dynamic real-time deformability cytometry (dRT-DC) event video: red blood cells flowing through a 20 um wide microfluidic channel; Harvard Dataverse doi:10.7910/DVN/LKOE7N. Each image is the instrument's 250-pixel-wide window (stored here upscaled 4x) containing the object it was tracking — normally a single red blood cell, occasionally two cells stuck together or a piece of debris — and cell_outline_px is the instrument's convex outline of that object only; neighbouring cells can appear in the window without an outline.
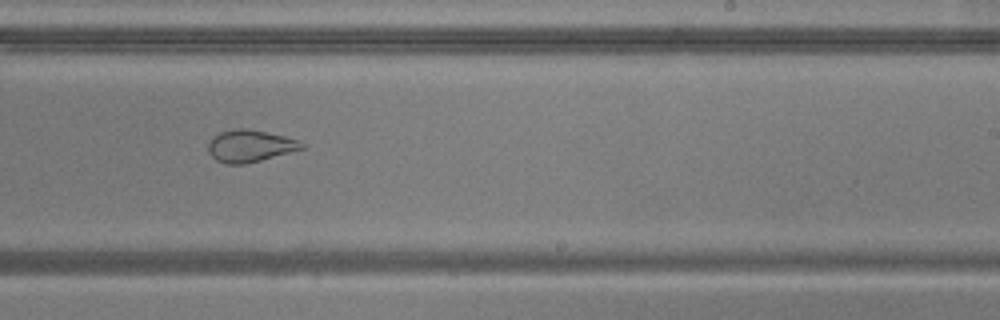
{"species": "common noctule bat (a hibernating species)", "species_latin": "Nyctalus noctula", "temperature_condition": "warm", "stored_images_in_passage": 33, "camera_frame_rate_fps": 3000, "um_per_image_px": 0.085, "animal": {"sex": "male", "body_mass_g": 20.5, "forearm_length_mm": 52.5}, "frame": {"image": 1, "passage_image": 19, "time_ms": 6.0, "image_size_px": [1000, 320], "cell_outline_px": [[304, 148], [260, 160], [244, 164], [228, 164], [216, 160], [208, 152], [208, 144], [212, 136], [220, 132], [236, 128], [244, 128], [284, 136], [296, 140], [304, 144]], "centroid_in_image_um": [21.19, 12.4], "position_along_channel_um": 267.8, "area_um2": 17.17}, "authors_computed_cell_mechanics": {"area_um2": 18.9584, "velocity_mm_per_s": 3.8448, "shape_relaxation_time_tau1_ms": null, "shape_relaxation_time_tau2_ms": 1.0579, "deformation_change_tau1": null, "deformation_change_tau2": 0.0802}}